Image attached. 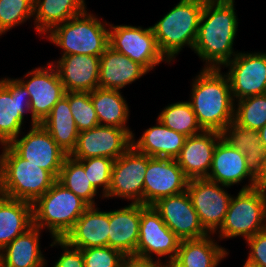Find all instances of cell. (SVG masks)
<instances>
[{"label": "cell", "mask_w": 266, "mask_h": 267, "mask_svg": "<svg viewBox=\"0 0 266 267\" xmlns=\"http://www.w3.org/2000/svg\"><path fill=\"white\" fill-rule=\"evenodd\" d=\"M140 220L141 204L129 203L109 211L108 247L119 250L124 256H136Z\"/></svg>", "instance_id": "7402d4cb"}, {"label": "cell", "mask_w": 266, "mask_h": 267, "mask_svg": "<svg viewBox=\"0 0 266 267\" xmlns=\"http://www.w3.org/2000/svg\"><path fill=\"white\" fill-rule=\"evenodd\" d=\"M68 102L79 132L99 125L90 92H68Z\"/></svg>", "instance_id": "8d00e7d4"}, {"label": "cell", "mask_w": 266, "mask_h": 267, "mask_svg": "<svg viewBox=\"0 0 266 267\" xmlns=\"http://www.w3.org/2000/svg\"><path fill=\"white\" fill-rule=\"evenodd\" d=\"M99 209L89 206L64 240L79 249L108 246L109 211Z\"/></svg>", "instance_id": "cb8c5ba5"}, {"label": "cell", "mask_w": 266, "mask_h": 267, "mask_svg": "<svg viewBox=\"0 0 266 267\" xmlns=\"http://www.w3.org/2000/svg\"><path fill=\"white\" fill-rule=\"evenodd\" d=\"M222 68H202L193 78L189 103L201 128L222 133L234 121L235 102Z\"/></svg>", "instance_id": "7a4b0ae2"}, {"label": "cell", "mask_w": 266, "mask_h": 267, "mask_svg": "<svg viewBox=\"0 0 266 267\" xmlns=\"http://www.w3.org/2000/svg\"><path fill=\"white\" fill-rule=\"evenodd\" d=\"M109 25L106 20L101 22L96 15L85 11L55 26L45 37L61 48L62 56H101L109 46Z\"/></svg>", "instance_id": "5b68a950"}, {"label": "cell", "mask_w": 266, "mask_h": 267, "mask_svg": "<svg viewBox=\"0 0 266 267\" xmlns=\"http://www.w3.org/2000/svg\"><path fill=\"white\" fill-rule=\"evenodd\" d=\"M266 229V190L251 188L232 196L218 239L242 236L247 240Z\"/></svg>", "instance_id": "52a82bcc"}, {"label": "cell", "mask_w": 266, "mask_h": 267, "mask_svg": "<svg viewBox=\"0 0 266 267\" xmlns=\"http://www.w3.org/2000/svg\"><path fill=\"white\" fill-rule=\"evenodd\" d=\"M33 225L49 230L53 239H64L89 205L56 181L33 204Z\"/></svg>", "instance_id": "8992f818"}, {"label": "cell", "mask_w": 266, "mask_h": 267, "mask_svg": "<svg viewBox=\"0 0 266 267\" xmlns=\"http://www.w3.org/2000/svg\"><path fill=\"white\" fill-rule=\"evenodd\" d=\"M221 134L224 140L245 155L248 168L256 175L266 157V149L261 143L258 130L239 126L233 121Z\"/></svg>", "instance_id": "1f68e13d"}, {"label": "cell", "mask_w": 266, "mask_h": 267, "mask_svg": "<svg viewBox=\"0 0 266 267\" xmlns=\"http://www.w3.org/2000/svg\"><path fill=\"white\" fill-rule=\"evenodd\" d=\"M258 134H259L261 143L264 145L266 149V124L260 130H258Z\"/></svg>", "instance_id": "f6af8a7d"}, {"label": "cell", "mask_w": 266, "mask_h": 267, "mask_svg": "<svg viewBox=\"0 0 266 267\" xmlns=\"http://www.w3.org/2000/svg\"><path fill=\"white\" fill-rule=\"evenodd\" d=\"M225 188V189H224ZM225 185H220L206 178L191 179L187 193L199 216L203 228L211 235L222 226L232 198Z\"/></svg>", "instance_id": "9c48e42d"}, {"label": "cell", "mask_w": 266, "mask_h": 267, "mask_svg": "<svg viewBox=\"0 0 266 267\" xmlns=\"http://www.w3.org/2000/svg\"><path fill=\"white\" fill-rule=\"evenodd\" d=\"M161 260L142 258L135 255L125 256L122 267H164Z\"/></svg>", "instance_id": "b9f144b4"}, {"label": "cell", "mask_w": 266, "mask_h": 267, "mask_svg": "<svg viewBox=\"0 0 266 267\" xmlns=\"http://www.w3.org/2000/svg\"><path fill=\"white\" fill-rule=\"evenodd\" d=\"M242 267H260V266L253 264V263L246 260Z\"/></svg>", "instance_id": "bcb514c9"}, {"label": "cell", "mask_w": 266, "mask_h": 267, "mask_svg": "<svg viewBox=\"0 0 266 267\" xmlns=\"http://www.w3.org/2000/svg\"><path fill=\"white\" fill-rule=\"evenodd\" d=\"M181 239L161 219L152 206L141 204L139 241L136 256L157 260L166 256L165 261L176 258ZM168 257V259H167Z\"/></svg>", "instance_id": "7c38bea8"}, {"label": "cell", "mask_w": 266, "mask_h": 267, "mask_svg": "<svg viewBox=\"0 0 266 267\" xmlns=\"http://www.w3.org/2000/svg\"><path fill=\"white\" fill-rule=\"evenodd\" d=\"M17 80L30 94L31 125L41 124L66 93L58 72L51 62H47L45 67L28 71L23 78Z\"/></svg>", "instance_id": "30bf717a"}, {"label": "cell", "mask_w": 266, "mask_h": 267, "mask_svg": "<svg viewBox=\"0 0 266 267\" xmlns=\"http://www.w3.org/2000/svg\"><path fill=\"white\" fill-rule=\"evenodd\" d=\"M156 121V125L146 129L139 139L135 140V134L132 135V146L149 157L175 159L184 145L186 136L166 127L158 119Z\"/></svg>", "instance_id": "484cf974"}, {"label": "cell", "mask_w": 266, "mask_h": 267, "mask_svg": "<svg viewBox=\"0 0 266 267\" xmlns=\"http://www.w3.org/2000/svg\"><path fill=\"white\" fill-rule=\"evenodd\" d=\"M41 229L32 226L0 251L2 267H46L41 252Z\"/></svg>", "instance_id": "d4e9b609"}, {"label": "cell", "mask_w": 266, "mask_h": 267, "mask_svg": "<svg viewBox=\"0 0 266 267\" xmlns=\"http://www.w3.org/2000/svg\"><path fill=\"white\" fill-rule=\"evenodd\" d=\"M221 138V133L205 130L186 137L175 160L189 180L202 179L208 176L215 147Z\"/></svg>", "instance_id": "44dd1931"}, {"label": "cell", "mask_w": 266, "mask_h": 267, "mask_svg": "<svg viewBox=\"0 0 266 267\" xmlns=\"http://www.w3.org/2000/svg\"><path fill=\"white\" fill-rule=\"evenodd\" d=\"M248 178L241 190L255 188V175L246 164L245 155L221 138L214 150L212 165L206 179L228 187L239 185Z\"/></svg>", "instance_id": "d6986e66"}, {"label": "cell", "mask_w": 266, "mask_h": 267, "mask_svg": "<svg viewBox=\"0 0 266 267\" xmlns=\"http://www.w3.org/2000/svg\"><path fill=\"white\" fill-rule=\"evenodd\" d=\"M85 0H34L33 22L38 34L87 11Z\"/></svg>", "instance_id": "83f0119b"}, {"label": "cell", "mask_w": 266, "mask_h": 267, "mask_svg": "<svg viewBox=\"0 0 266 267\" xmlns=\"http://www.w3.org/2000/svg\"><path fill=\"white\" fill-rule=\"evenodd\" d=\"M148 155L138 152L131 146L124 154L114 160L111 185L104 198L131 200V204H143V187Z\"/></svg>", "instance_id": "8fae6325"}, {"label": "cell", "mask_w": 266, "mask_h": 267, "mask_svg": "<svg viewBox=\"0 0 266 267\" xmlns=\"http://www.w3.org/2000/svg\"><path fill=\"white\" fill-rule=\"evenodd\" d=\"M1 147V195L33 204L57 181L49 171L21 158L9 145Z\"/></svg>", "instance_id": "3957f363"}, {"label": "cell", "mask_w": 266, "mask_h": 267, "mask_svg": "<svg viewBox=\"0 0 266 267\" xmlns=\"http://www.w3.org/2000/svg\"><path fill=\"white\" fill-rule=\"evenodd\" d=\"M205 0H180L151 26L158 47L170 64L185 46L193 50Z\"/></svg>", "instance_id": "277c9868"}, {"label": "cell", "mask_w": 266, "mask_h": 267, "mask_svg": "<svg viewBox=\"0 0 266 267\" xmlns=\"http://www.w3.org/2000/svg\"><path fill=\"white\" fill-rule=\"evenodd\" d=\"M57 181L80 197L89 206H97L94 199L95 196L97 197L99 190L89 181L84 165L79 160L67 155L63 161Z\"/></svg>", "instance_id": "d6a6232c"}, {"label": "cell", "mask_w": 266, "mask_h": 267, "mask_svg": "<svg viewBox=\"0 0 266 267\" xmlns=\"http://www.w3.org/2000/svg\"><path fill=\"white\" fill-rule=\"evenodd\" d=\"M188 182L189 179L175 159L148 156L143 205L151 206L161 198L186 191Z\"/></svg>", "instance_id": "2e32d148"}, {"label": "cell", "mask_w": 266, "mask_h": 267, "mask_svg": "<svg viewBox=\"0 0 266 267\" xmlns=\"http://www.w3.org/2000/svg\"><path fill=\"white\" fill-rule=\"evenodd\" d=\"M9 146L23 159L49 171L56 179L67 154L41 125L30 126L22 138L16 137Z\"/></svg>", "instance_id": "5bb4252c"}, {"label": "cell", "mask_w": 266, "mask_h": 267, "mask_svg": "<svg viewBox=\"0 0 266 267\" xmlns=\"http://www.w3.org/2000/svg\"><path fill=\"white\" fill-rule=\"evenodd\" d=\"M34 0H0V35L33 18Z\"/></svg>", "instance_id": "d590c367"}, {"label": "cell", "mask_w": 266, "mask_h": 267, "mask_svg": "<svg viewBox=\"0 0 266 267\" xmlns=\"http://www.w3.org/2000/svg\"><path fill=\"white\" fill-rule=\"evenodd\" d=\"M157 119L166 127L183 134L186 137L204 131L191 107L189 101L172 103L161 110Z\"/></svg>", "instance_id": "836d02e7"}, {"label": "cell", "mask_w": 266, "mask_h": 267, "mask_svg": "<svg viewBox=\"0 0 266 267\" xmlns=\"http://www.w3.org/2000/svg\"><path fill=\"white\" fill-rule=\"evenodd\" d=\"M51 62L66 92H91L99 88L100 56L70 54Z\"/></svg>", "instance_id": "ffe728a7"}, {"label": "cell", "mask_w": 266, "mask_h": 267, "mask_svg": "<svg viewBox=\"0 0 266 267\" xmlns=\"http://www.w3.org/2000/svg\"><path fill=\"white\" fill-rule=\"evenodd\" d=\"M50 246L52 248L60 246L64 251L52 267H84V257L81 249L71 246L64 239H53Z\"/></svg>", "instance_id": "ab89813d"}, {"label": "cell", "mask_w": 266, "mask_h": 267, "mask_svg": "<svg viewBox=\"0 0 266 267\" xmlns=\"http://www.w3.org/2000/svg\"><path fill=\"white\" fill-rule=\"evenodd\" d=\"M234 121L239 126L260 130L266 124V93L236 101Z\"/></svg>", "instance_id": "e575fe53"}, {"label": "cell", "mask_w": 266, "mask_h": 267, "mask_svg": "<svg viewBox=\"0 0 266 267\" xmlns=\"http://www.w3.org/2000/svg\"><path fill=\"white\" fill-rule=\"evenodd\" d=\"M151 206L181 240L200 239L209 235L203 228L187 191L161 198Z\"/></svg>", "instance_id": "e0dca14e"}, {"label": "cell", "mask_w": 266, "mask_h": 267, "mask_svg": "<svg viewBox=\"0 0 266 267\" xmlns=\"http://www.w3.org/2000/svg\"><path fill=\"white\" fill-rule=\"evenodd\" d=\"M211 237L181 240L176 259L185 267H217L229 252Z\"/></svg>", "instance_id": "f546056e"}, {"label": "cell", "mask_w": 266, "mask_h": 267, "mask_svg": "<svg viewBox=\"0 0 266 267\" xmlns=\"http://www.w3.org/2000/svg\"><path fill=\"white\" fill-rule=\"evenodd\" d=\"M41 125L67 155L73 152L79 131L70 110L68 92L56 103Z\"/></svg>", "instance_id": "f1b7e54d"}, {"label": "cell", "mask_w": 266, "mask_h": 267, "mask_svg": "<svg viewBox=\"0 0 266 267\" xmlns=\"http://www.w3.org/2000/svg\"><path fill=\"white\" fill-rule=\"evenodd\" d=\"M131 129L98 125L79 132L76 147L70 154L74 159L119 158L132 146Z\"/></svg>", "instance_id": "4fadbf2b"}, {"label": "cell", "mask_w": 266, "mask_h": 267, "mask_svg": "<svg viewBox=\"0 0 266 267\" xmlns=\"http://www.w3.org/2000/svg\"><path fill=\"white\" fill-rule=\"evenodd\" d=\"M84 267H122L124 255L108 246L81 249Z\"/></svg>", "instance_id": "f35d334b"}, {"label": "cell", "mask_w": 266, "mask_h": 267, "mask_svg": "<svg viewBox=\"0 0 266 267\" xmlns=\"http://www.w3.org/2000/svg\"><path fill=\"white\" fill-rule=\"evenodd\" d=\"M109 46L142 65L148 72L169 61L161 53L150 27L109 25Z\"/></svg>", "instance_id": "ba28073f"}, {"label": "cell", "mask_w": 266, "mask_h": 267, "mask_svg": "<svg viewBox=\"0 0 266 267\" xmlns=\"http://www.w3.org/2000/svg\"><path fill=\"white\" fill-rule=\"evenodd\" d=\"M245 243L250 247L246 260L260 267H266V229L251 236Z\"/></svg>", "instance_id": "60d3db41"}, {"label": "cell", "mask_w": 266, "mask_h": 267, "mask_svg": "<svg viewBox=\"0 0 266 267\" xmlns=\"http://www.w3.org/2000/svg\"><path fill=\"white\" fill-rule=\"evenodd\" d=\"M4 84V78L0 79V89L3 87Z\"/></svg>", "instance_id": "7dc6e473"}, {"label": "cell", "mask_w": 266, "mask_h": 267, "mask_svg": "<svg viewBox=\"0 0 266 267\" xmlns=\"http://www.w3.org/2000/svg\"><path fill=\"white\" fill-rule=\"evenodd\" d=\"M147 73L142 65L108 46L100 56L99 88L121 91Z\"/></svg>", "instance_id": "603a6c76"}, {"label": "cell", "mask_w": 266, "mask_h": 267, "mask_svg": "<svg viewBox=\"0 0 266 267\" xmlns=\"http://www.w3.org/2000/svg\"><path fill=\"white\" fill-rule=\"evenodd\" d=\"M235 0H205L201 13L194 53L204 68H221L238 51L233 48L238 31Z\"/></svg>", "instance_id": "6da1fadb"}, {"label": "cell", "mask_w": 266, "mask_h": 267, "mask_svg": "<svg viewBox=\"0 0 266 267\" xmlns=\"http://www.w3.org/2000/svg\"><path fill=\"white\" fill-rule=\"evenodd\" d=\"M225 67L234 102L266 93V52H238Z\"/></svg>", "instance_id": "9a60e30c"}, {"label": "cell", "mask_w": 266, "mask_h": 267, "mask_svg": "<svg viewBox=\"0 0 266 267\" xmlns=\"http://www.w3.org/2000/svg\"><path fill=\"white\" fill-rule=\"evenodd\" d=\"M30 109V94L17 78H4L0 89V145H9L24 134L22 124Z\"/></svg>", "instance_id": "ac0fdd59"}, {"label": "cell", "mask_w": 266, "mask_h": 267, "mask_svg": "<svg viewBox=\"0 0 266 267\" xmlns=\"http://www.w3.org/2000/svg\"><path fill=\"white\" fill-rule=\"evenodd\" d=\"M255 187L266 190V157L262 162L260 170L255 175Z\"/></svg>", "instance_id": "7bdbcfd3"}, {"label": "cell", "mask_w": 266, "mask_h": 267, "mask_svg": "<svg viewBox=\"0 0 266 267\" xmlns=\"http://www.w3.org/2000/svg\"><path fill=\"white\" fill-rule=\"evenodd\" d=\"M83 165L89 181L98 190L101 188L100 197L108 193L111 185V174L114 160L107 157H92L87 159H77ZM102 194V195H101Z\"/></svg>", "instance_id": "74e56055"}, {"label": "cell", "mask_w": 266, "mask_h": 267, "mask_svg": "<svg viewBox=\"0 0 266 267\" xmlns=\"http://www.w3.org/2000/svg\"><path fill=\"white\" fill-rule=\"evenodd\" d=\"M32 226V203L0 194V251Z\"/></svg>", "instance_id": "4316f807"}, {"label": "cell", "mask_w": 266, "mask_h": 267, "mask_svg": "<svg viewBox=\"0 0 266 267\" xmlns=\"http://www.w3.org/2000/svg\"><path fill=\"white\" fill-rule=\"evenodd\" d=\"M120 90L96 88L90 97L99 125L130 129L127 126L130 109Z\"/></svg>", "instance_id": "4dcf8cb0"}, {"label": "cell", "mask_w": 266, "mask_h": 267, "mask_svg": "<svg viewBox=\"0 0 266 267\" xmlns=\"http://www.w3.org/2000/svg\"><path fill=\"white\" fill-rule=\"evenodd\" d=\"M164 267H185L176 258L164 262Z\"/></svg>", "instance_id": "ee69618b"}]
</instances>
